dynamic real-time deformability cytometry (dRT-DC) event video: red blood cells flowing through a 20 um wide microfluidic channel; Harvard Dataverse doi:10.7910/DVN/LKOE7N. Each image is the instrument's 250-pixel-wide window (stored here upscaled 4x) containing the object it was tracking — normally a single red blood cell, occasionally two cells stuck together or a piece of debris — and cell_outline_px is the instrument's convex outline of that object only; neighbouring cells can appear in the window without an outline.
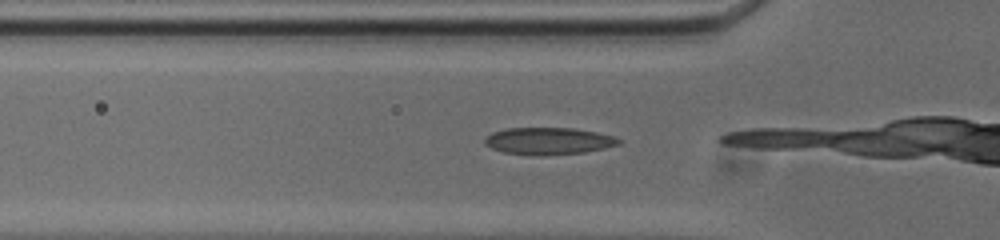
{"species": "common noctule bat (a hibernating species)", "species_latin": "Nyctalus noctula", "temperature_condition": "cold", "stored_images_in_passage": 13, "camera_frame_rate_fps": 3000, "um_per_image_px": 0.085, "animal": {"sex": "male", "body_mass_g": 20.0, "forearm_length_mm": 53.3}, "frame": {"image": 1, "passage_image": 11, "time_ms": 3.333, "image_size_px": [1000, 240], "cell_outline_px": [[624, 140], [620, 144], [604, 148], [584, 152], [536, 156], [504, 152], [492, 148], [484, 144], [484, 136], [492, 132], [504, 128], [572, 128], [596, 132], [612, 136]], "centroid_in_image_um": [46.59, 11.98], "position_along_channel_um": 79.2, "area_um2": 21.21}}